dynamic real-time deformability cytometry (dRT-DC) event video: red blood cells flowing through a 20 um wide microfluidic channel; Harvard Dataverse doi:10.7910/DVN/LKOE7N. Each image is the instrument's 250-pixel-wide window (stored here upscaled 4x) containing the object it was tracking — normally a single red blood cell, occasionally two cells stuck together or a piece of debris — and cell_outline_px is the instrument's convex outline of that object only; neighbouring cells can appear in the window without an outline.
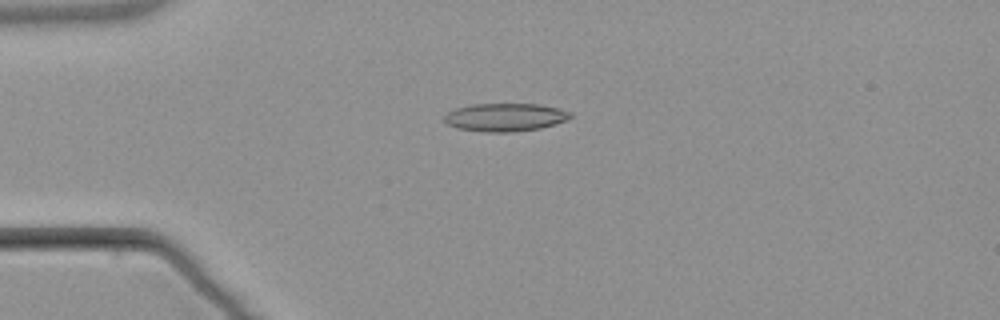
{"species": "common noctule bat (a hibernating species)", "species_latin": "Nyctalus noctula", "temperature_condition": "warm", "stored_images_in_passage": 4, "camera_frame_rate_fps": 3000, "um_per_image_px": 0.085, "animal": {"sex": "male", "body_mass_g": 21.5, "forearm_length_mm": 52.0}, "frame": {"image": 1, "passage_image": 4, "time_ms": 3.667, "image_size_px": [1000, 320], "cell_outline_px": [[572, 116], [568, 120], [540, 128], [512, 132], [488, 132], [456, 128], [448, 124], [444, 120], [444, 116], [448, 112], [456, 108], [472, 104], [540, 104], [560, 108], [572, 112]], "centroid_in_image_um": [42.97, 9.96], "position_along_channel_um": 42.0, "area_um2": 20.69}}